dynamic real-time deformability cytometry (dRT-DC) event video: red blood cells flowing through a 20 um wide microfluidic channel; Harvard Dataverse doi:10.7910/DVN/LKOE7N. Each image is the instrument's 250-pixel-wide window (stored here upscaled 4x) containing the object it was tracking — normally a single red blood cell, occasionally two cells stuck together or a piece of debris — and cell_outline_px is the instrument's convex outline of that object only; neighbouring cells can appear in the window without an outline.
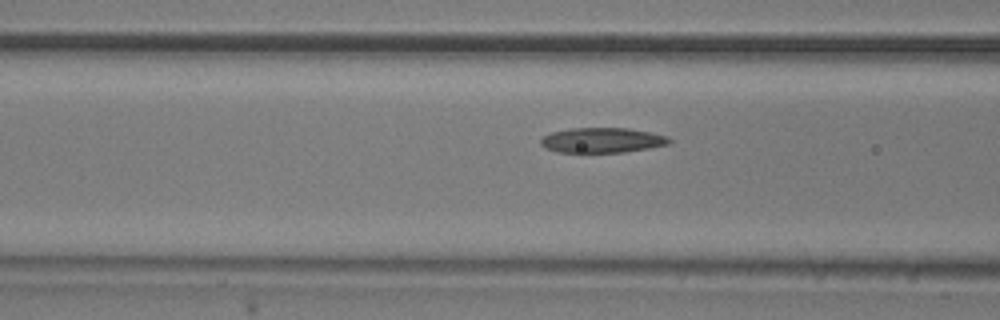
{"species": "common noctule bat (a hibernating species)", "species_latin": "Nyctalus noctula", "temperature_condition": "room temperature", "stored_images_in_passage": 16, "camera_frame_rate_fps": 3000, "um_per_image_px": 0.085, "animal": {"sex": "male", "body_mass_g": 20.5, "forearm_length_mm": 52.5}, "frame": {"image": 1, "passage_image": 14, "time_ms": 4.333, "image_size_px": [1000, 320], "cell_outline_px": [[672, 140], [668, 144], [648, 148], [624, 152], [556, 152], [544, 148], [540, 144], [540, 140], [544, 136], [552, 132], [568, 128], [628, 128], [668, 136]], "centroid_in_image_um": [51.15, 11.92], "position_along_channel_um": 115.5, "area_um2": 18.73}}